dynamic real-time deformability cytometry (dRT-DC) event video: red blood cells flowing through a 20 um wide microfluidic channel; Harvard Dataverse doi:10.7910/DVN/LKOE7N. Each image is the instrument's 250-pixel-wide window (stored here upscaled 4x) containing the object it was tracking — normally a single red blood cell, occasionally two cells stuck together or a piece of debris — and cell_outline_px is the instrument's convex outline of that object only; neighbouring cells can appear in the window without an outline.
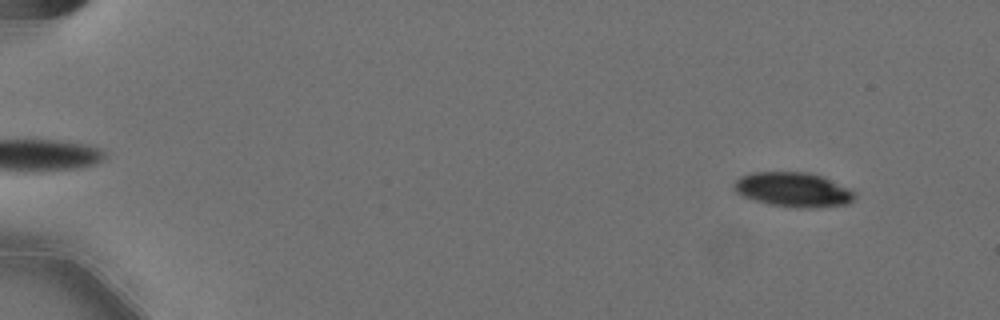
{"species": "Egyptian fruit bat (a non-hibernating species)", "species_latin": "Rousettus aegyptiacus", "temperature_condition": "cold", "stored_images_in_passage": 58, "camera_frame_rate_fps": 3000, "um_per_image_px": 0.085, "animal": {"sex": "female"}, "frame": {"image": 1, "passage_image": 6, "time_ms": 1.667, "image_size_px": [1000, 320], "cell_outline_px": [[856, 192], [852, 200], [848, 204], [816, 208], [800, 208], [768, 204], [744, 196], [736, 192], [732, 188], [732, 184], [740, 176], [752, 172], [808, 172], [824, 176]], "centroid_in_image_um": [67.42, 16.11], "position_along_channel_um": 17.6, "area_um2": 24.45}}
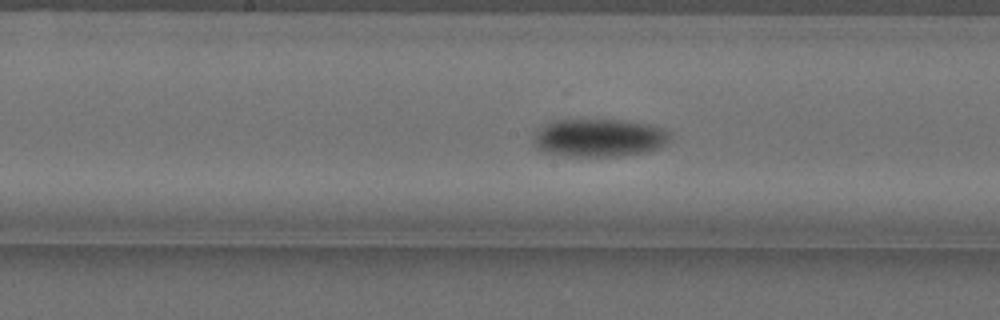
{"frame": {"image": 2, "passage_image": 32, "time_ms": 10.333, "image_size_px": [1000, 320], "cell_outline_px": [[668, 140], [660, 148], [648, 152], [620, 156], [568, 156], [544, 152], [536, 148], [532, 140], [548, 124], [556, 120], [580, 116], [624, 120], [648, 124], [660, 128], [668, 132]], "centroid_in_image_um": [50.92, 11.68], "position_along_channel_um": 197.3, "area_um2": 30.75}}
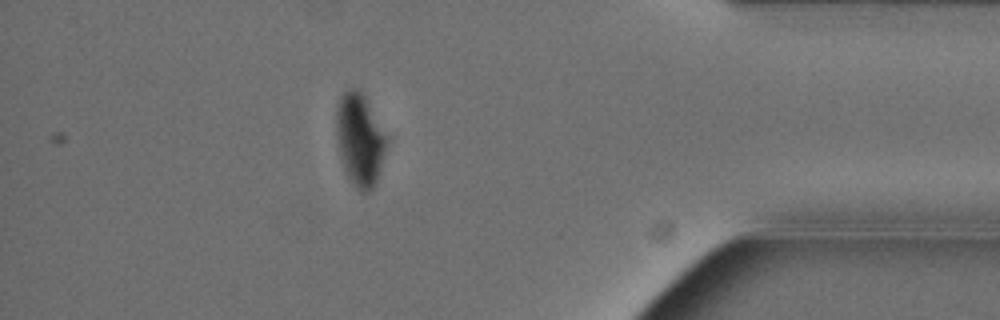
{"frame": {"image": 3, "passage_image": 52, "time_ms": 17.0, "image_size_px": [1000, 320], "cell_outline_px": [[388, 140], [376, 184], [368, 192], [360, 192], [352, 184], [344, 168], [336, 136], [336, 112], [340, 100], [344, 92], [348, 88], [356, 88], [364, 92]], "centroid_in_image_um": [30.59, 11.86], "position_along_channel_um": 404.6, "area_um2": 26.99}, "authors_computed_cell_mechanics": {"area_um2": 27.1082, "velocity_mm_per_s": 3.5903, "shape_relaxation_time_tau1_ms": 3.2981, "shape_relaxation_time_tau2_ms": 7.6126, "deformation_change_tau1": 0.1203, "deformation_change_tau2": 0.0847}}